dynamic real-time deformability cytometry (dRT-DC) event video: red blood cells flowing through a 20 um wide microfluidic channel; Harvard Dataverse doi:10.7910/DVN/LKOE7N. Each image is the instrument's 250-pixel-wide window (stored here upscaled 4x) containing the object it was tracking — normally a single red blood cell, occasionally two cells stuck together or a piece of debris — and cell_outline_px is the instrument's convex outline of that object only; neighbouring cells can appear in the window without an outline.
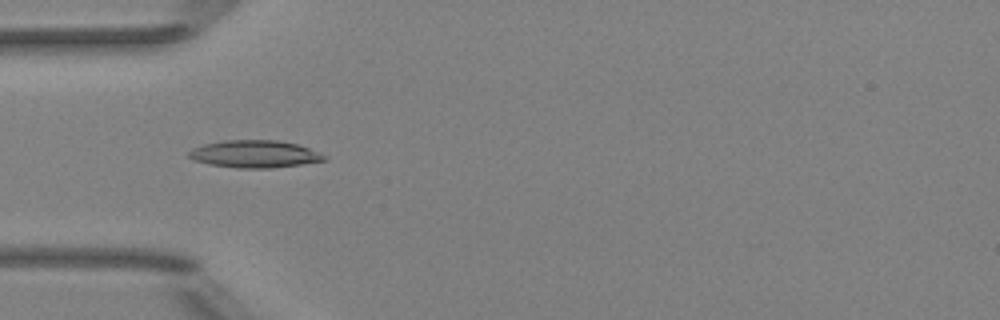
{"species": "Egyptian fruit bat (a non-hibernating species)", "species_latin": "Rousettus aegyptiacus", "temperature_condition": "room temperature", "stored_images_in_passage": 3, "camera_frame_rate_fps": 3000, "um_per_image_px": 0.085, "animal": {"sex": "female"}, "frame": {"image": 1, "passage_image": 1, "time_ms": 0.0, "image_size_px": [1000, 320], "cell_outline_px": [[328, 156], [324, 160], [300, 164], [268, 168], [236, 168], [208, 164], [192, 160], [188, 156], [188, 152], [192, 148], [204, 144], [224, 140], [276, 140], [296, 144], [320, 152]], "centroid_in_image_um": [21.6, 13.09], "position_along_channel_um": 63.4, "area_um2": 21.56}}
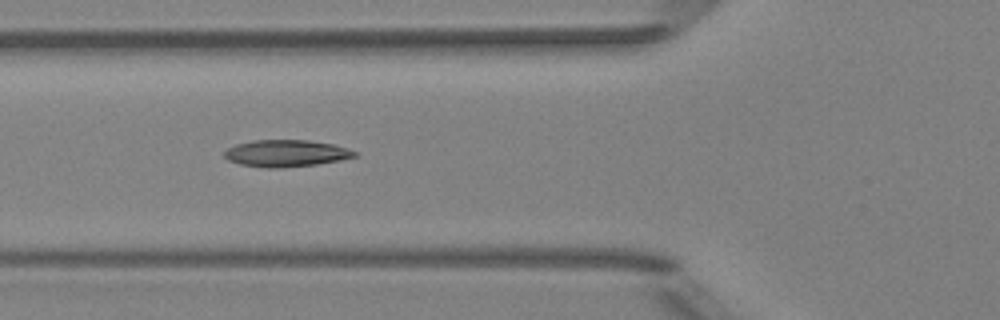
{"frame": {"image": 2, "passage_image": 2, "time_ms": 1.0, "image_size_px": [1000, 320], "cell_outline_px": [[356, 156], [340, 160], [316, 164], [280, 168], [268, 168], [240, 164], [228, 160], [224, 156], [224, 152], [228, 148], [236, 144], [252, 140], [308, 140], [332, 144], [348, 148], [356, 152]], "centroid_in_image_um": [24.3, 13.03], "position_along_channel_um": 101.5, "area_um2": 20.29}}
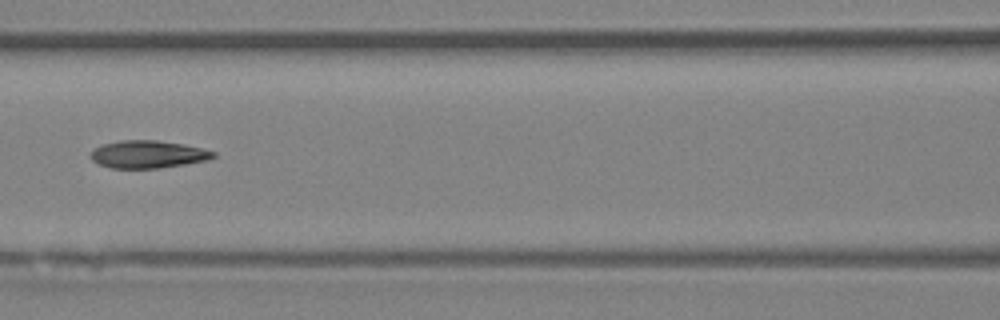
{"frame": {"image": 3, "passage_image": 3, "time_ms": 2.333, "image_size_px": [1000, 320], "cell_outline_px": [[216, 156], [208, 160], [160, 168], [112, 168], [100, 164], [92, 160], [92, 152], [96, 148], [104, 144], [120, 140], [156, 140], [184, 144], [216, 152]], "centroid_in_image_um": [12.61, 13.11], "position_along_channel_um": 154.0, "area_um2": 19.48}}